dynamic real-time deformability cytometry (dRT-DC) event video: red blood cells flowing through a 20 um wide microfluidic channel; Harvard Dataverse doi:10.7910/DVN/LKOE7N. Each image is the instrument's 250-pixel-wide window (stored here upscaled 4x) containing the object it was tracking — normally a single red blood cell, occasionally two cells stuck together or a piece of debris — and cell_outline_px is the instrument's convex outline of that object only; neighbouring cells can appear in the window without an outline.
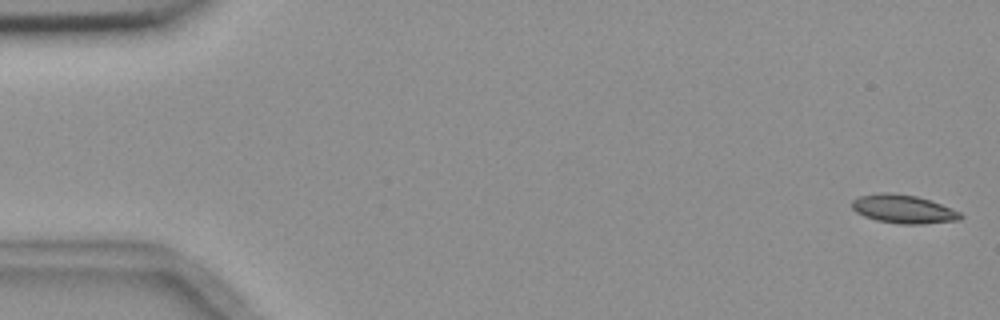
{"species": "common noctule bat (a hibernating species)", "species_latin": "Nyctalus noctula", "temperature_condition": "room temperature", "stored_images_in_passage": 8, "camera_frame_rate_fps": 3000, "um_per_image_px": 0.085, "animal": {"sex": "female", "body_mass_g": 18.4}, "frame": {"image": 1, "passage_image": 1, "time_ms": 0.0, "image_size_px": [1000, 320], "cell_outline_px": [[964, 216], [960, 220], [920, 224], [900, 224], [876, 220], [864, 216], [856, 212], [852, 208], [852, 200], [860, 196], [880, 192], [892, 192], [916, 196], [940, 204], [960, 212]], "centroid_in_image_um": [76.77, 17.77], "position_along_channel_um": 8.2, "area_um2": 17.98}}
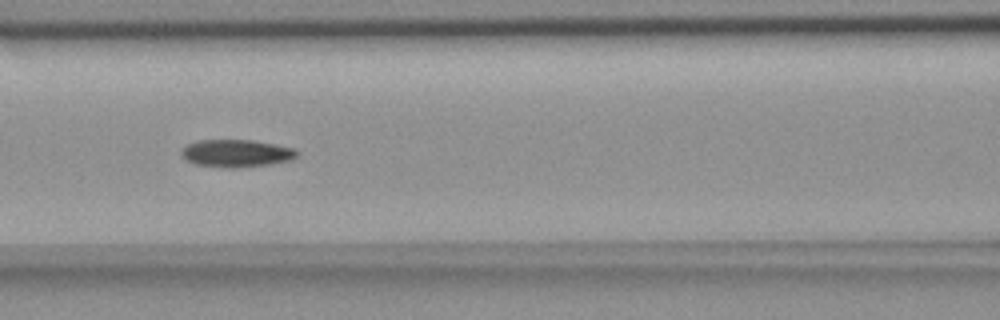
{"frame": {"image": 2, "passage_image": 7, "time_ms": 7.667, "image_size_px": [1000, 320], "cell_outline_px": [[300, 152], [296, 156], [288, 160], [272, 164], [236, 168], [228, 168], [196, 164], [184, 160], [180, 152], [188, 144], [200, 140], [252, 140], [296, 148]], "centroid_in_image_um": [20.1, 13.03], "position_along_channel_um": 146.5, "area_um2": 18.55}}
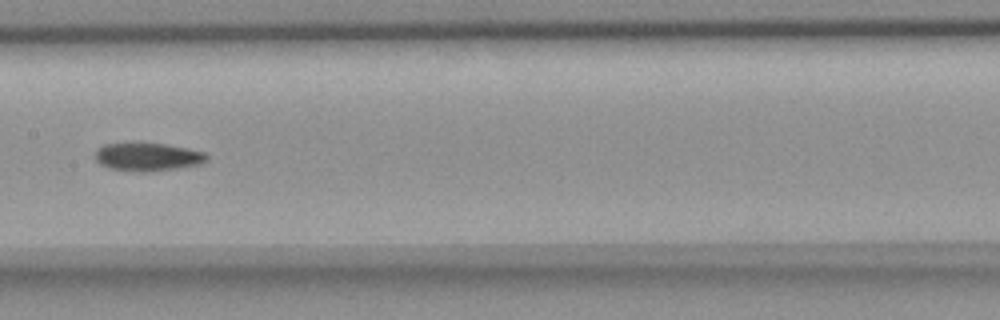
{"frame": {"image": 3, "passage_image": 8, "time_ms": 9.0, "image_size_px": [1000, 320], "cell_outline_px": [[208, 156], [204, 160], [196, 164], [172, 168], [144, 172], [140, 172], [108, 168], [100, 164], [96, 160], [96, 148], [104, 144], [164, 144], [188, 148], [204, 152]], "centroid_in_image_um": [12.48, 13.33], "position_along_channel_um": 194.9, "area_um2": 17.69}}